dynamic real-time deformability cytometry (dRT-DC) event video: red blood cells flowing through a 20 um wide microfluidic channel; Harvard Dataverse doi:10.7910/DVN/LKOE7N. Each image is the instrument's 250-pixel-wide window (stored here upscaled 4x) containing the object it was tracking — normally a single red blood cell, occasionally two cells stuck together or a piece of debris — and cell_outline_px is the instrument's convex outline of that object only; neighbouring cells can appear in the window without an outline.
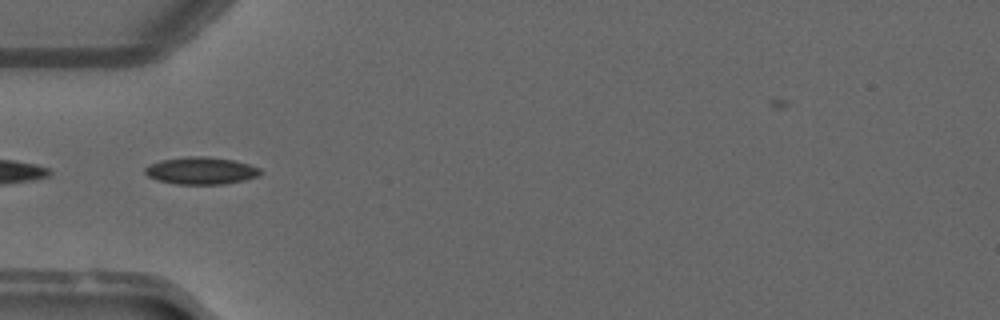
{"species": "common noctule bat (a hibernating species)", "species_latin": "Nyctalus noctula", "temperature_condition": "warm", "stored_images_in_passage": 38, "camera_frame_rate_fps": 3000, "um_per_image_px": 0.085, "animal": {"sex": "male", "forearm_length_mm": 52.5}, "frame": {"image": 1, "passage_image": 4, "time_ms": 1.0, "image_size_px": [1000, 320], "cell_outline_px": [[264, 172], [260, 176], [244, 180], [224, 184], [176, 184], [160, 180], [148, 176], [144, 172], [144, 168], [160, 160], [184, 156], [208, 156], [232, 160], [248, 164], [260, 168]], "centroid_in_image_um": [17.13, 14.5], "position_along_channel_um": 67.9, "area_um2": 18.38}}
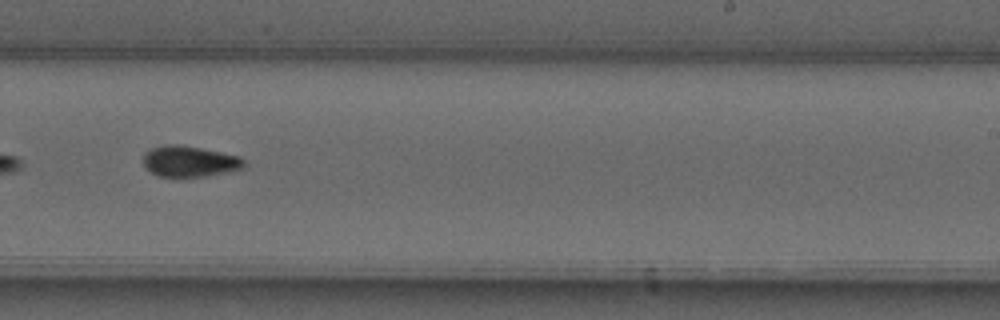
{"frame": {"image": 2, "passage_image": 19, "time_ms": 6.0, "image_size_px": [1000, 320], "cell_outline_px": [[244, 168], [232, 172], [176, 180], [156, 176], [144, 164], [144, 152], [152, 148], [164, 144], [180, 144], [240, 156], [244, 160]], "centroid_in_image_um": [16.1, 13.76], "position_along_channel_um": 272.9, "area_um2": 18.84}}
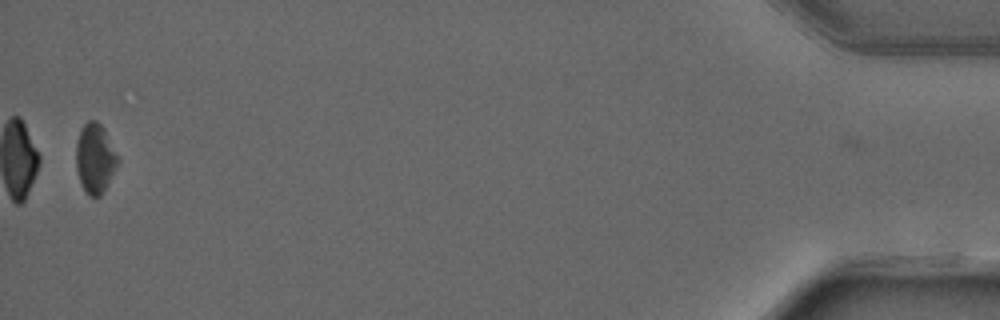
{"frame": {"image": 3, "passage_image": 37, "time_ms": 12.0, "image_size_px": [1000, 320], "cell_outline_px": [[120, 160], [100, 196], [88, 196], [84, 192], [80, 184], [76, 168], [76, 144], [80, 128], [88, 120], [96, 120], [104, 128]], "centroid_in_image_um": [8.05, 13.45], "position_along_channel_um": 427.1, "area_um2": 16.99}}